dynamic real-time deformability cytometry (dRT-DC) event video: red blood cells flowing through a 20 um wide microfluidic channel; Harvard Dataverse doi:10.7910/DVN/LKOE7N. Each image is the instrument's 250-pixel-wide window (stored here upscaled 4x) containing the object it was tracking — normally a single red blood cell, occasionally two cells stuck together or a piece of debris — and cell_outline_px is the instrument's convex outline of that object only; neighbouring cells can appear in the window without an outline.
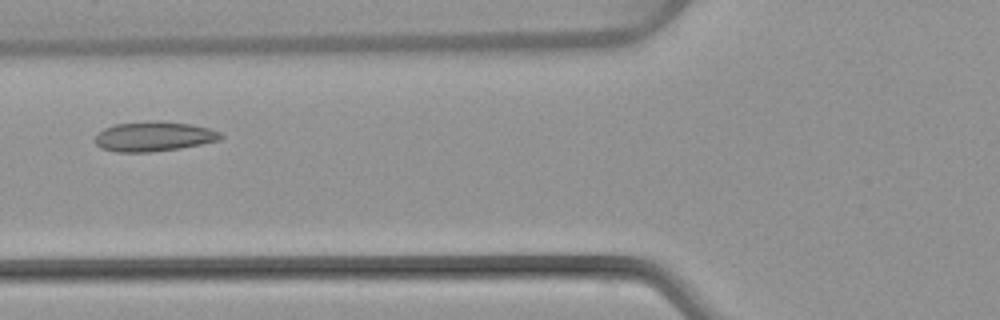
{"species": "common noctule bat (a hibernating species)", "species_latin": "Nyctalus noctula", "temperature_condition": "warm", "stored_images_in_passage": 40, "camera_frame_rate_fps": 3000, "um_per_image_px": 0.085, "animal": {"sex": "female", "body_mass_g": 22.7, "forearm_length_mm": 54.2}, "frame": {"image": 1, "passage_image": 9, "time_ms": 2.667, "image_size_px": [1000, 320], "cell_outline_px": [[224, 136], [220, 140], [180, 148], [152, 152], [116, 152], [100, 148], [96, 144], [96, 132], [104, 128], [116, 124], [148, 120], [192, 124], [208, 128], [220, 132]], "centroid_in_image_um": [13.05, 11.59], "position_along_channel_um": 112.7, "area_um2": 21.91}}
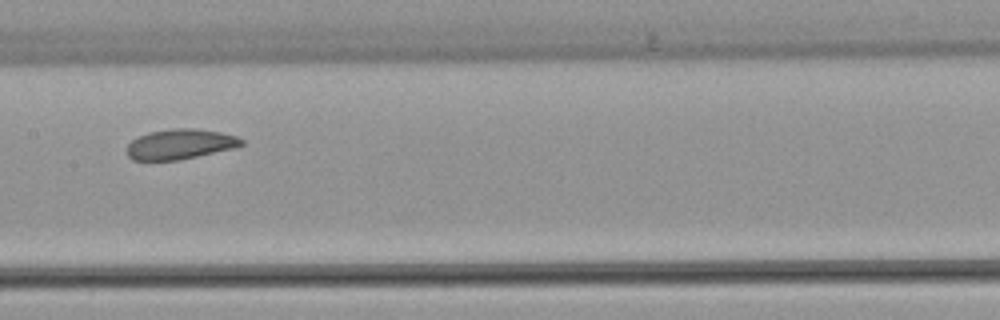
{"frame": {"image": 2, "passage_image": 15, "time_ms": 4.667, "image_size_px": [1000, 320], "cell_outline_px": [[244, 144], [236, 148], [180, 160], [132, 160], [124, 152], [128, 144], [132, 140], [148, 132], [172, 128], [196, 128], [220, 132], [236, 136], [244, 140]], "centroid_in_image_um": [15.31, 12.26], "position_along_channel_um": 192.1, "area_um2": 20.4}}
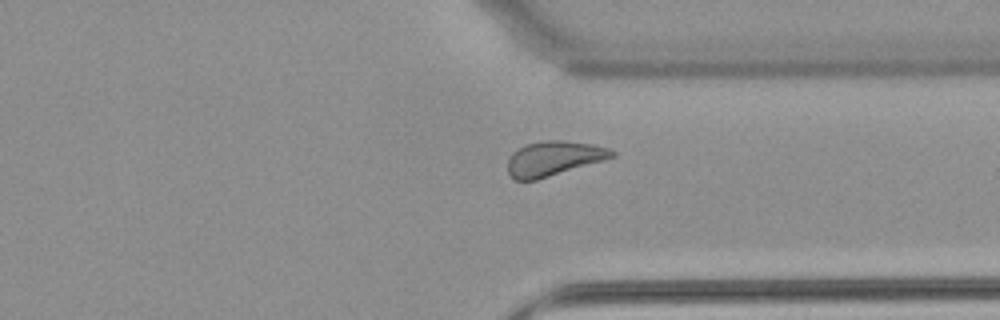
{"frame": {"image": 3, "passage_image": 28, "time_ms": 9.0, "image_size_px": [1000, 320], "cell_outline_px": [[616, 156], [604, 160], [536, 180], [516, 180], [508, 172], [508, 156], [516, 148], [524, 144], [544, 140], [564, 140], [592, 144], [608, 148], [616, 152]], "centroid_in_image_um": [47.04, 13.45], "position_along_channel_um": 364.4, "area_um2": 21.15}, "authors_computed_cell_mechanics": {"area_um2": 21.2126, "velocity_mm_per_s": 3.9717, "shape_relaxation_time_tau1_ms": 3.1792, "shape_relaxation_time_tau2_ms": 6.2772, "deformation_change_tau1": 0.0847, "deformation_change_tau2": 0.0932}}